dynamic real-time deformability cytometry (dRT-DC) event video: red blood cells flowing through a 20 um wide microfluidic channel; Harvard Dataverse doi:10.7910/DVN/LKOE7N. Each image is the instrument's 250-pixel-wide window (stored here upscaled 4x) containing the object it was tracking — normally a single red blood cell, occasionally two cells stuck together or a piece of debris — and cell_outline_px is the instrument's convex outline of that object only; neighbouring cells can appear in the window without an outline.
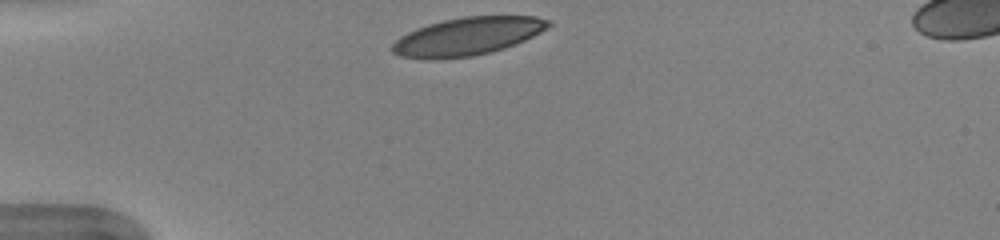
{"species": "human", "species_latin": "Homo sapiens", "temperature_condition": "warm", "stored_images_in_passage": 32, "camera_frame_rate_fps": 3000, "um_per_image_px": 0.085, "donor": {"sex": "female"}, "frame": {"image": 1, "passage_image": 1, "time_ms": 0.0, "image_size_px": [1000, 240], "cell_outline_px": [[552, 24], [548, 28], [516, 44], [492, 52], [472, 56], [440, 60], [436, 60], [400, 56], [392, 52], [392, 44], [400, 36], [416, 28], [428, 24], [444, 20], [464, 16], [536, 16], [552, 20]], "centroid_in_image_um": [39.75, 3.09], "position_along_channel_um": 45.3, "area_um2": 34.74}}
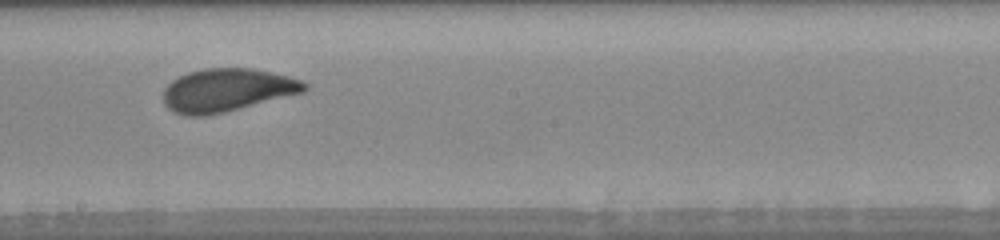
{"frame": {"image": 2, "passage_image": 17, "time_ms": 5.333, "image_size_px": [1000, 240], "cell_outline_px": [[308, 88], [304, 92], [224, 112], [204, 116], [184, 116], [172, 112], [164, 104], [164, 88], [172, 80], [188, 72], [204, 68], [252, 68], [272, 72], [288, 76], [300, 80], [308, 84]], "centroid_in_image_um": [19.27, 7.66], "position_along_channel_um": 228.9, "area_um2": 35.43}}
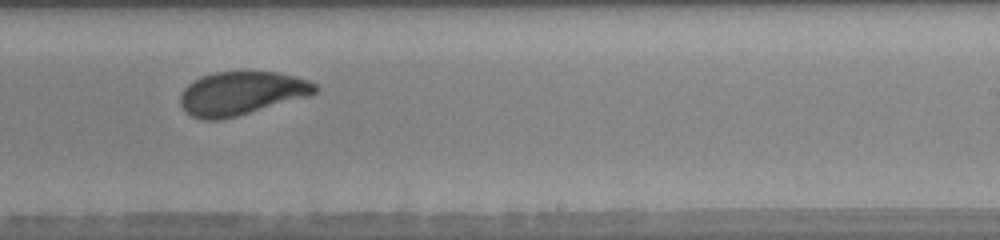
{"frame": {"image": 3, "passage_image": 20, "time_ms": 6.333, "image_size_px": [1000, 240], "cell_outline_px": [[320, 88], [316, 92], [308, 96], [236, 116], [220, 120], [204, 120], [192, 116], [180, 104], [180, 96], [184, 88], [188, 84], [204, 76], [216, 72], [276, 72], [308, 80], [316, 84]], "centroid_in_image_um": [20.52, 7.93], "position_along_channel_um": 268.5, "area_um2": 33.64}, "authors_computed_cell_mechanics": {"area_um2": 35.258, "velocity_mm_per_s": 3.9809, "shape_relaxation_time_tau1_ms": 2.7663, "shape_relaxation_time_tau2_ms": 1.1524, "deformation_change_tau1": 0.1329, "deformation_change_tau2": 0.0573}}